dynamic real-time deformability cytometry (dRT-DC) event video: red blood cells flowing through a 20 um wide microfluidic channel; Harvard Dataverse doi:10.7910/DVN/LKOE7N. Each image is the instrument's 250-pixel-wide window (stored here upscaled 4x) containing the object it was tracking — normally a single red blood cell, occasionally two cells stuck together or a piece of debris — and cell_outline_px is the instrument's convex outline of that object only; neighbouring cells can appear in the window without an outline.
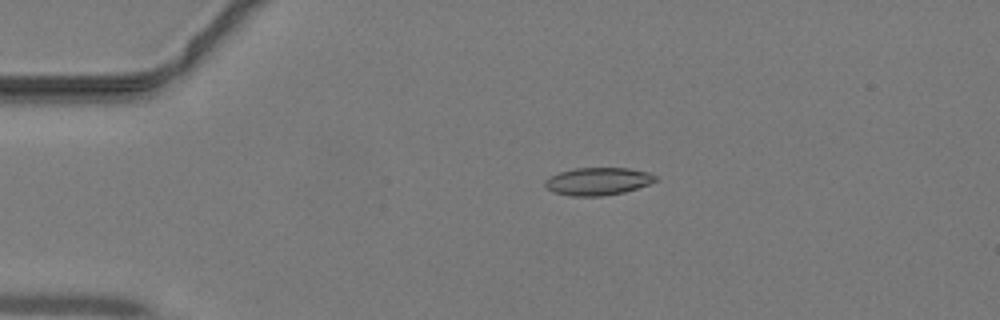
{"species": "common noctule bat (a hibernating species)", "species_latin": "Nyctalus noctula", "temperature_condition": "warm", "stored_images_in_passage": 44, "camera_frame_rate_fps": 3000, "um_per_image_px": 0.085, "animal": {"sex": "male", "body_mass_g": 19.2, "forearm_length_mm": 51.8}, "frame": {"image": 1, "passage_image": 10, "time_ms": 3.0, "image_size_px": [1000, 320], "cell_outline_px": [[656, 180], [648, 184], [624, 192], [604, 196], [568, 196], [552, 192], [544, 184], [544, 180], [548, 176], [560, 172], [576, 168], [628, 168], [648, 172], [656, 176]], "centroid_in_image_um": [50.77, 15.42], "position_along_channel_um": 34.2, "area_um2": 17.8}}
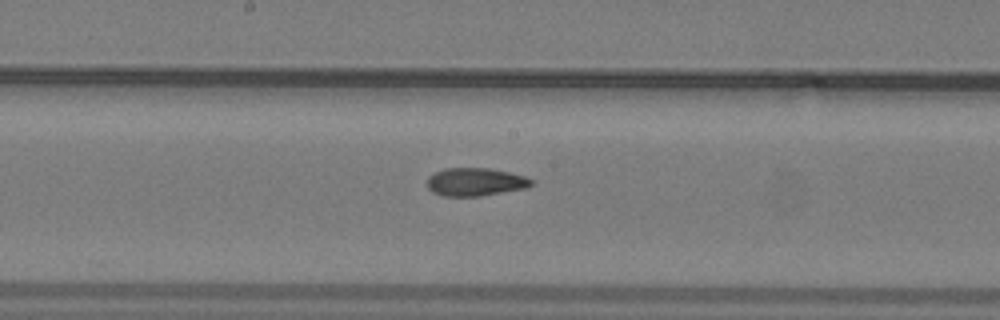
{"frame": {"image": 2, "passage_image": 24, "time_ms": 7.667, "image_size_px": [1000, 320], "cell_outline_px": [[532, 184], [524, 188], [480, 196], [444, 196], [432, 192], [428, 188], [428, 176], [444, 168], [492, 168], [524, 176], [532, 180]], "centroid_in_image_um": [40.37, 15.46], "position_along_channel_um": 207.8, "area_um2": 16.88}}
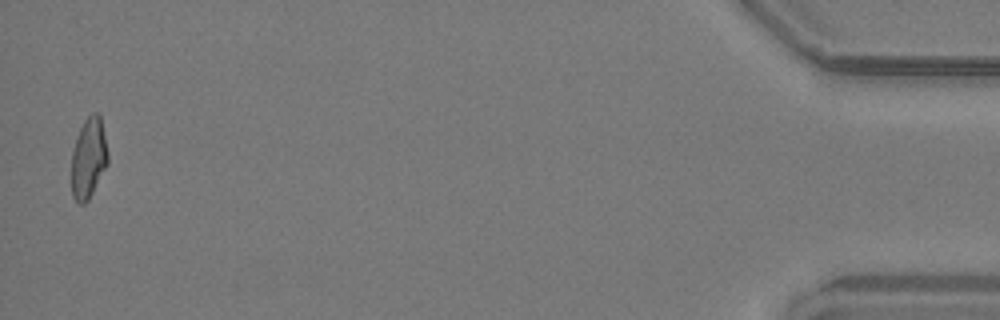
{"frame": {"image": 3, "passage_image": 44, "time_ms": 14.333, "image_size_px": [1000, 320], "cell_outline_px": [[108, 164], [88, 200], [84, 204], [80, 204], [72, 196], [72, 152], [76, 136], [84, 120], [92, 112], [96, 112], [100, 116], [108, 152]], "centroid_in_image_um": [7.53, 13.43], "position_along_channel_um": 427.7, "area_um2": 17.05}}